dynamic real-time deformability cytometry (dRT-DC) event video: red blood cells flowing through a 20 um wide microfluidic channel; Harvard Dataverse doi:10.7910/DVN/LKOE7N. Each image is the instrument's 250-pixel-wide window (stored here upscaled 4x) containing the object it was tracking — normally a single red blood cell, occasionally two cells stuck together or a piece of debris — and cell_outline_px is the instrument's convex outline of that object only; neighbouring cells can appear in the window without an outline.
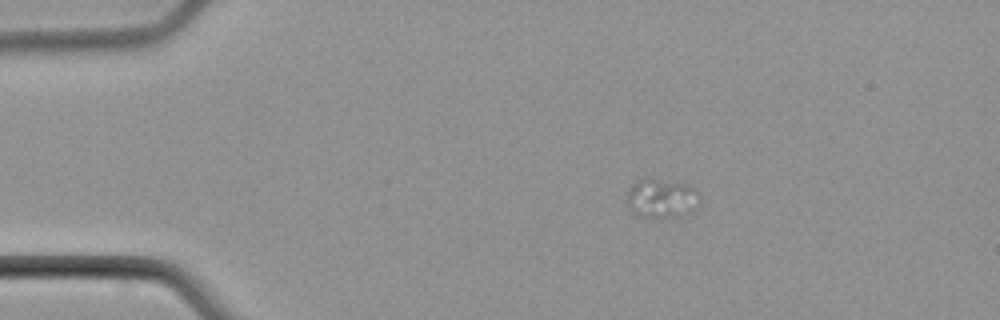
{"species": "common noctule bat (a hibernating species)", "species_latin": "Nyctalus noctula", "temperature_condition": "cold", "stored_images_in_passage": 4, "camera_frame_rate_fps": 3000, "um_per_image_px": 0.085, "animal": {"sex": "male", "body_mass_g": 21.5, "forearm_length_mm": 52.0}, "frame": {"image": 1, "passage_image": 2, "time_ms": 1.333, "image_size_px": [1000, 320], "cell_outline_px": [[700, 204], [696, 208], [684, 216], [640, 216], [632, 212], [628, 208], [628, 188], [636, 180], [644, 176], [688, 184], [696, 192], [700, 200]], "centroid_in_image_um": [56.22, 16.82], "position_along_channel_um": 28.8, "area_um2": 16.76}}
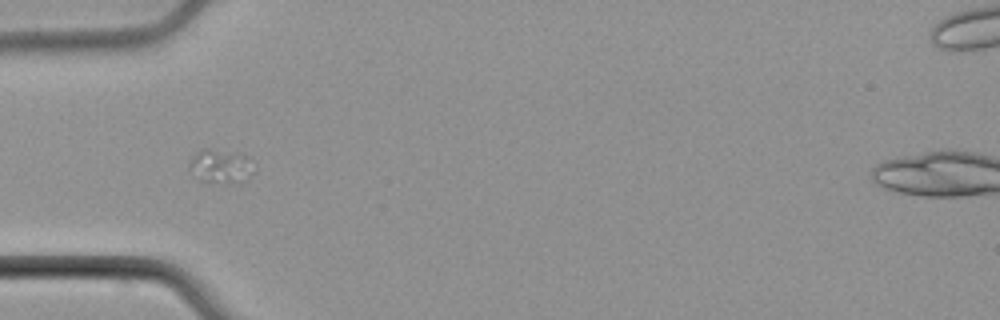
{"frame": {"image": 2, "passage_image": 4, "time_ms": 4.0, "image_size_px": [1000, 320], "cell_outline_px": [[252, 156], [228, 180], [200, 180], [188, 168], [188, 164], [192, 156], [200, 148], [208, 148], [236, 152]], "centroid_in_image_um": [18.38, 13.93], "position_along_channel_um": 66.6, "area_um2": 10.52}}